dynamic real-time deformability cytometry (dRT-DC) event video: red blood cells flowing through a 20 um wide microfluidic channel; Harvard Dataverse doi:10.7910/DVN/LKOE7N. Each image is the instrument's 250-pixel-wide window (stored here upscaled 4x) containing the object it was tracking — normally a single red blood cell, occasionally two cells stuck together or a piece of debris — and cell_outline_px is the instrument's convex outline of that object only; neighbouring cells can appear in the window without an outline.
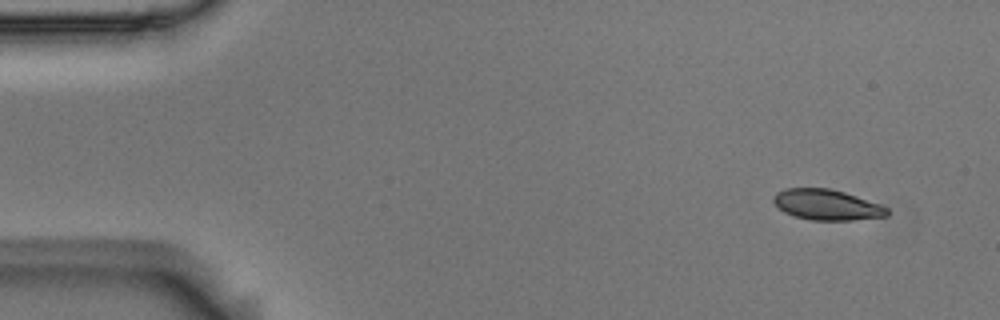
{"species": "Egyptian fruit bat (a non-hibernating species)", "species_latin": "Rousettus aegyptiacus", "temperature_condition": "room temperature", "stored_images_in_passage": 13, "camera_frame_rate_fps": 3000, "um_per_image_px": 0.085, "animal": {"sex": "male"}, "frame": {"image": 1, "passage_image": 1, "time_ms": 0.0, "image_size_px": [1000, 320], "cell_outline_px": [[888, 216], [852, 220], [812, 220], [792, 216], [784, 212], [772, 200], [772, 196], [776, 192], [784, 188], [832, 188], [880, 204], [888, 208]], "centroid_in_image_um": [70.25, 17.4], "position_along_channel_um": 14.7, "area_um2": 20.35}}
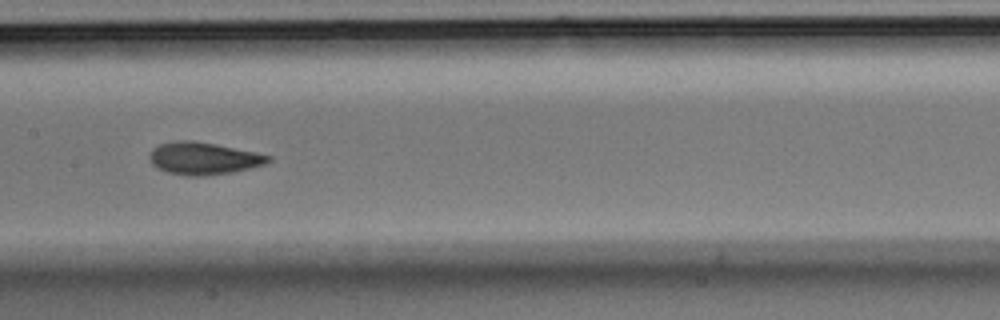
{"frame": {"image": 2, "passage_image": 7, "time_ms": 2.0, "image_size_px": [1000, 320], "cell_outline_px": [[272, 160], [264, 164], [232, 172], [204, 176], [188, 176], [168, 172], [156, 168], [152, 164], [148, 156], [152, 148], [160, 144], [180, 140], [192, 140], [216, 144], [256, 152], [272, 156]], "centroid_in_image_um": [17.28, 13.46], "position_along_channel_um": 190.1, "area_um2": 22.37}}
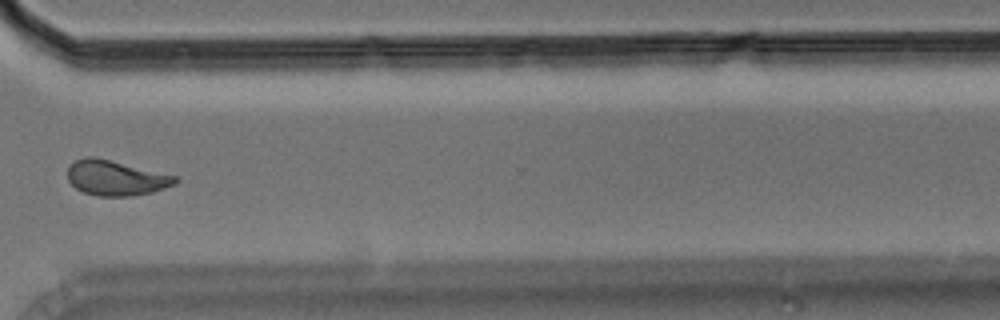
{"frame": {"image": 3, "passage_image": 11, "time_ms": 3.333, "image_size_px": [1000, 320], "cell_outline_px": [[180, 180], [176, 184], [152, 192], [132, 196], [96, 196], [84, 192], [76, 188], [68, 180], [68, 168], [76, 160], [88, 156], [96, 156], [176, 176]], "centroid_in_image_um": [9.86, 15.12], "position_along_channel_um": 360.7, "area_um2": 22.02}}